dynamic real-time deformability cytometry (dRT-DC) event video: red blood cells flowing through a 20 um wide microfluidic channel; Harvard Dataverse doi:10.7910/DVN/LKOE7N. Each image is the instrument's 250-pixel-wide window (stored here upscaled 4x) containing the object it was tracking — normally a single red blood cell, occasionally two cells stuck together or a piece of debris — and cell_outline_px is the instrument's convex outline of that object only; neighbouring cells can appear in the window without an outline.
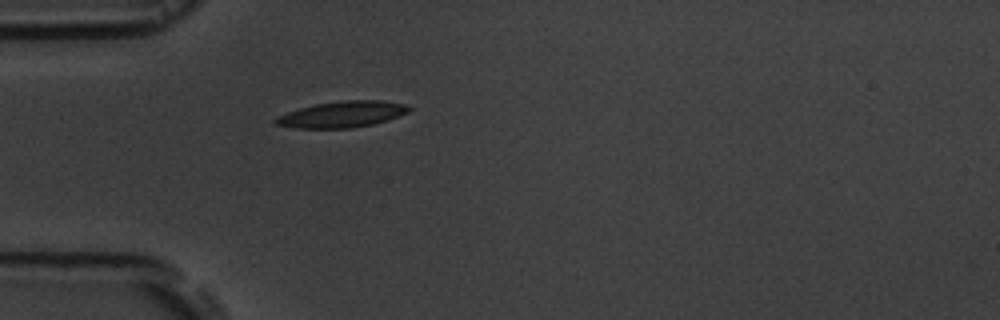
{"species": "common noctule bat (a hibernating species)", "species_latin": "Nyctalus noctula", "temperature_condition": "room temperature", "stored_images_in_passage": 5, "camera_frame_rate_fps": 3000, "um_per_image_px": 0.085, "animal": {"sex": "male", "body_mass_g": 19.5, "forearm_length_mm": 54.6}, "frame": {"image": 1, "passage_image": 5, "time_ms": 4.667, "image_size_px": [1000, 320], "cell_outline_px": [[412, 108], [408, 112], [388, 120], [372, 124], [352, 128], [296, 128], [276, 124], [272, 120], [276, 116], [300, 108], [316, 104], [344, 100], [380, 100], [404, 104]], "centroid_in_image_um": [29.07, 9.72], "position_along_channel_um": 55.9, "area_um2": 20.23}}